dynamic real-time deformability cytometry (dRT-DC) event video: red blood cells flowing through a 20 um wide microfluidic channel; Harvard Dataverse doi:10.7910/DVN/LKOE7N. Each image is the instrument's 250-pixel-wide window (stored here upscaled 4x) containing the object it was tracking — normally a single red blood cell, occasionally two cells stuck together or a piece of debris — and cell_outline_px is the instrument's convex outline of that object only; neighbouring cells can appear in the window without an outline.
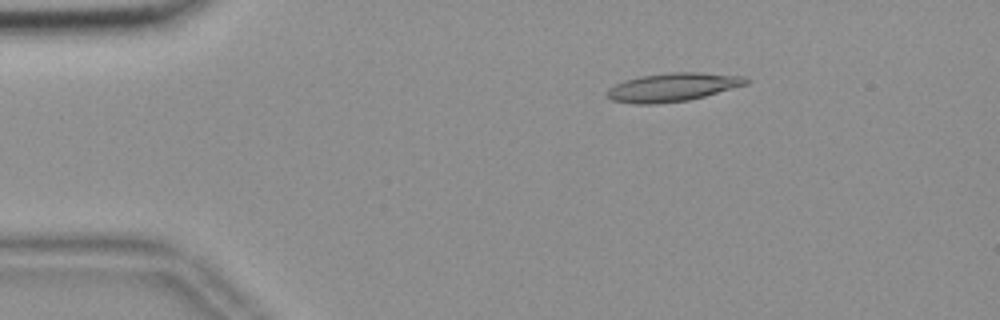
{"species": "common noctule bat (a hibernating species)", "species_latin": "Nyctalus noctula", "temperature_condition": "room temperature", "stored_images_in_passage": 55, "camera_frame_rate_fps": 3000, "um_per_image_px": 0.085, "animal": {"sex": "female", "body_mass_g": 18.4}, "frame": {"image": 1, "passage_image": 9, "time_ms": 2.667, "image_size_px": [1000, 320], "cell_outline_px": [[752, 80], [748, 84], [704, 96], [688, 100], [652, 104], [636, 104], [612, 100], [608, 96], [608, 88], [624, 80], [640, 76], [668, 72], [700, 72], [744, 76]], "centroid_in_image_um": [57.21, 7.4], "position_along_channel_um": 27.8, "area_um2": 23.0}}
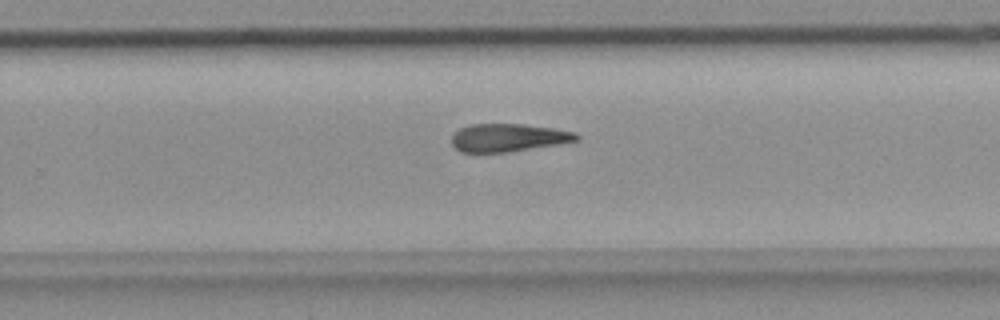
{"frame": {"image": 2, "passage_image": 35, "time_ms": 11.333, "image_size_px": [1000, 320], "cell_outline_px": [[580, 140], [560, 144], [508, 152], [460, 152], [452, 144], [452, 136], [460, 128], [468, 124], [524, 124], [552, 128], [576, 132], [580, 136]], "centroid_in_image_um": [43.23, 11.7], "position_along_channel_um": 286.6, "area_um2": 20.4}}
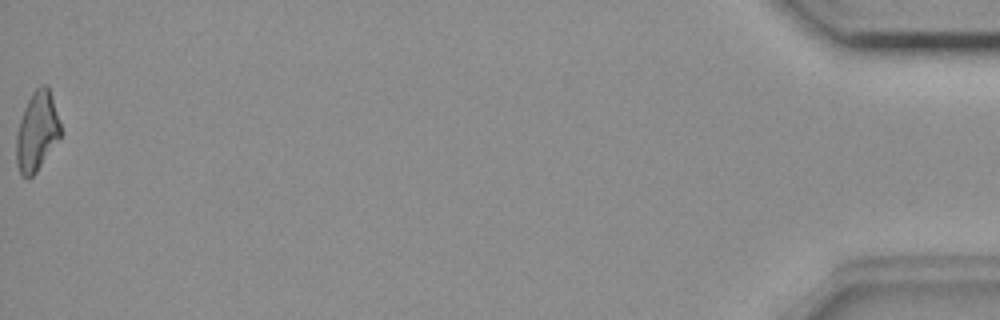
{"frame": {"image": 3, "passage_image": 55, "time_ms": 18.0, "image_size_px": [1000, 320], "cell_outline_px": [[60, 136], [36, 172], [28, 180], [20, 176], [16, 164], [16, 136], [20, 120], [24, 108], [32, 92], [40, 84], [48, 84], [60, 120]], "centroid_in_image_um": [3.12, 11.17], "position_along_channel_um": 432.1, "area_um2": 20.52}}